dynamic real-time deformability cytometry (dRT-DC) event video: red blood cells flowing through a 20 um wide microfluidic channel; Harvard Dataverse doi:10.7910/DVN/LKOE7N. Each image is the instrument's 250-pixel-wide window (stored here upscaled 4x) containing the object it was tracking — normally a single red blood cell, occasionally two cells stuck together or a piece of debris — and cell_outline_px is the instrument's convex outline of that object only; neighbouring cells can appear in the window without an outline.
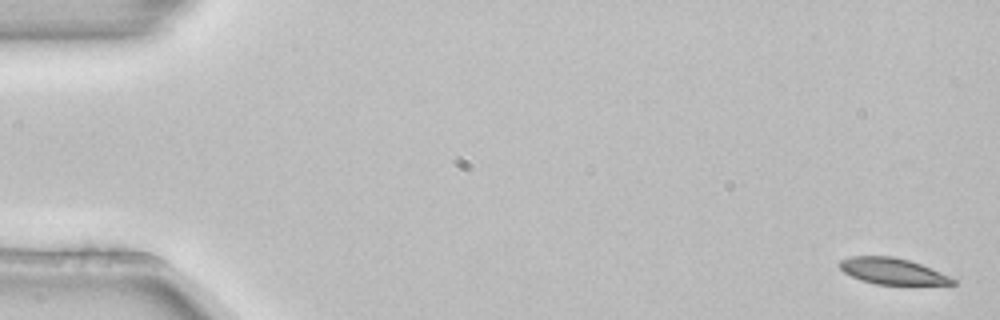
{"species": "common noctule bat (a hibernating species)", "species_latin": "Nyctalus noctula", "temperature_condition": "room temperature", "stored_images_in_passage": 5, "camera_frame_rate_fps": 3000, "um_per_image_px": 0.085, "animal": {"sex": "female", "body_mass_g": 22.7, "forearm_length_mm": 54.2}, "frame": {"image": 1, "passage_image": 1, "time_ms": 0.0, "image_size_px": [1000, 320], "cell_outline_px": [[956, 284], [876, 284], [860, 280], [844, 272], [836, 264], [840, 260], [852, 256], [892, 256], [908, 260], [920, 264], [940, 272], [956, 280]], "centroid_in_image_um": [75.79, 23.04], "position_along_channel_um": 9.2, "area_um2": 17.05}}